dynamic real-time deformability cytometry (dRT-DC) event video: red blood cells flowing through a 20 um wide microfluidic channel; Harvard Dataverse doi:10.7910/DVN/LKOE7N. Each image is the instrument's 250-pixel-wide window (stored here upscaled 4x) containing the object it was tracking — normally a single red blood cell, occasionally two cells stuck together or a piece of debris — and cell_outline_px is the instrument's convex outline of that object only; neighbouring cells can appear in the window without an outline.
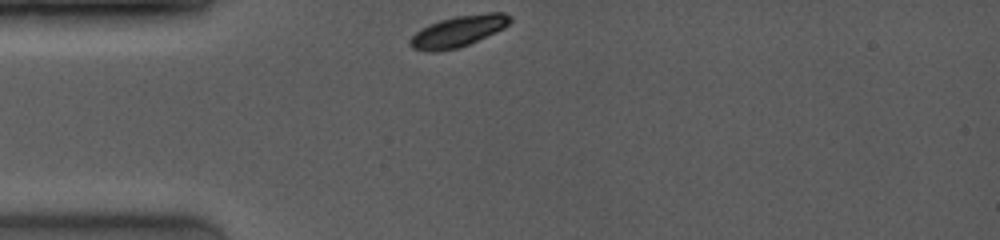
{"species": "common noctule bat (a hibernating species)", "species_latin": "Nyctalus noctula", "temperature_condition": "room temperature", "stored_images_in_passage": 5, "camera_frame_rate_fps": 4000, "um_per_image_px": 0.085, "animal": {"sex": "female", "body_mass_g": 19.0, "forearm_length_mm": 53.3}, "frame": {"image": 1, "passage_image": 1, "time_ms": 0.0, "image_size_px": [1000, 240], "cell_outline_px": [[512, 20], [504, 28], [496, 32], [460, 48], [440, 52], [428, 52], [412, 48], [408, 44], [408, 40], [420, 28], [428, 24], [440, 20], [456, 16], [488, 12], [504, 12], [512, 16]], "centroid_in_image_um": [38.93, 2.67], "position_along_channel_um": 46.1, "area_um2": 18.5}}